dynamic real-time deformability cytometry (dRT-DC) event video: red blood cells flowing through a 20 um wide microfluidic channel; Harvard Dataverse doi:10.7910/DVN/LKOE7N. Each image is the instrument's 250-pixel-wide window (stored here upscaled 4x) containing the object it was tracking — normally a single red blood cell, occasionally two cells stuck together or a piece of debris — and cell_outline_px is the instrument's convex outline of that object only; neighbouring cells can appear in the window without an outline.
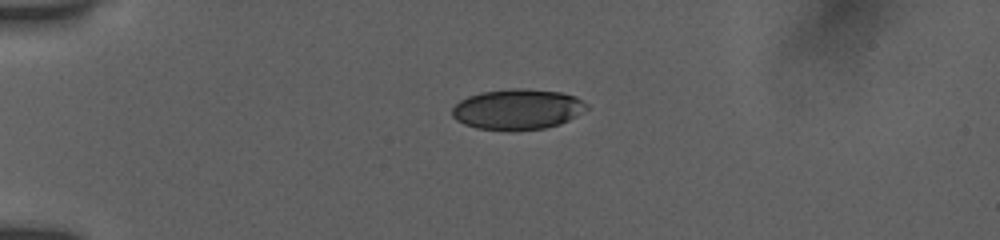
{"species": "human", "species_latin": "Homo sapiens", "temperature_condition": "room temperature", "stored_images_in_passage": 4, "camera_frame_rate_fps": 3000, "um_per_image_px": 0.085, "donor": {"sex": "female"}, "frame": {"image": 1, "passage_image": 1, "time_ms": 0.0, "image_size_px": [1000, 240], "cell_outline_px": [[588, 108], [576, 116], [560, 124], [544, 128], [512, 132], [508, 132], [476, 128], [464, 124], [456, 120], [452, 116], [452, 108], [460, 100], [468, 96], [480, 92], [512, 88], [520, 88], [560, 92], [576, 96], [588, 104]], "centroid_in_image_um": [43.97, 9.31], "position_along_channel_um": 41.0, "area_um2": 32.19}}
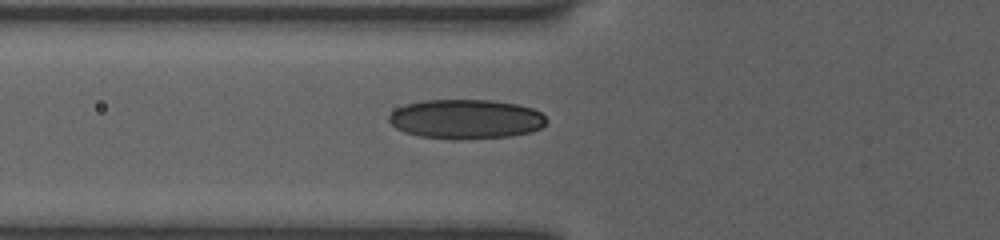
{"frame": {"image": 2, "passage_image": 4, "time_ms": 2.333, "image_size_px": [1000, 240], "cell_outline_px": [[548, 120], [540, 128], [532, 132], [512, 136], [460, 140], [452, 140], [420, 136], [404, 132], [396, 128], [388, 120], [388, 116], [396, 108], [404, 104], [424, 100], [492, 100], [516, 104], [532, 108], [540, 112]], "centroid_in_image_um": [39.59, 10.13], "position_along_channel_um": 86.2, "area_um2": 36.59}}